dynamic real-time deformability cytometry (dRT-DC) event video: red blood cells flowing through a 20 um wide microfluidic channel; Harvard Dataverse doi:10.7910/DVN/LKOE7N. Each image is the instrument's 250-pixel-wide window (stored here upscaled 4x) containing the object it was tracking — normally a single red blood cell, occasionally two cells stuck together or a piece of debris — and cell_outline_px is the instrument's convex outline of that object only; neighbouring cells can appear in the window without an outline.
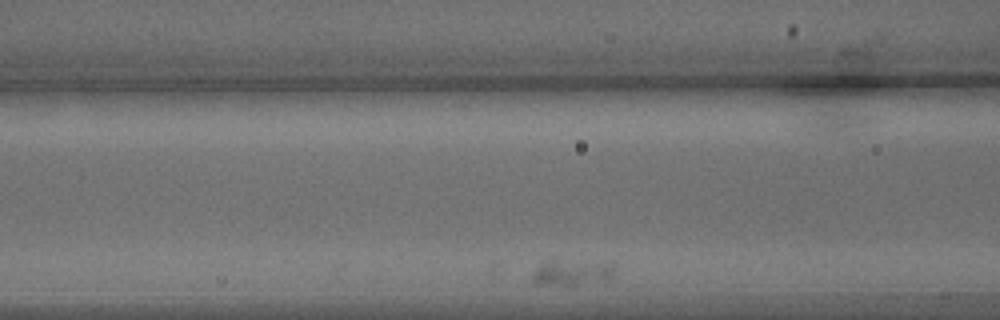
{"species": "common noctule bat (a hibernating species)", "species_latin": "Nyctalus noctula", "temperature_condition": "warm", "stored_images_in_passage": 8, "camera_frame_rate_fps": 3000, "um_per_image_px": 0.085, "animal": {"sex": "male", "body_mass_g": 15.6}, "frame": {"image": 1, "passage_image": 6, "time_ms": 1.667, "image_size_px": [1000, 320], "cell_outline_px": [[616, 268], [612, 276], [572, 284], [536, 284], [532, 280], [532, 272], [536, 268], [544, 264], [556, 260], [604, 264]], "centroid_in_image_um": [48.47, 23.16], "position_along_channel_um": 118.1, "area_um2": 10.98}}